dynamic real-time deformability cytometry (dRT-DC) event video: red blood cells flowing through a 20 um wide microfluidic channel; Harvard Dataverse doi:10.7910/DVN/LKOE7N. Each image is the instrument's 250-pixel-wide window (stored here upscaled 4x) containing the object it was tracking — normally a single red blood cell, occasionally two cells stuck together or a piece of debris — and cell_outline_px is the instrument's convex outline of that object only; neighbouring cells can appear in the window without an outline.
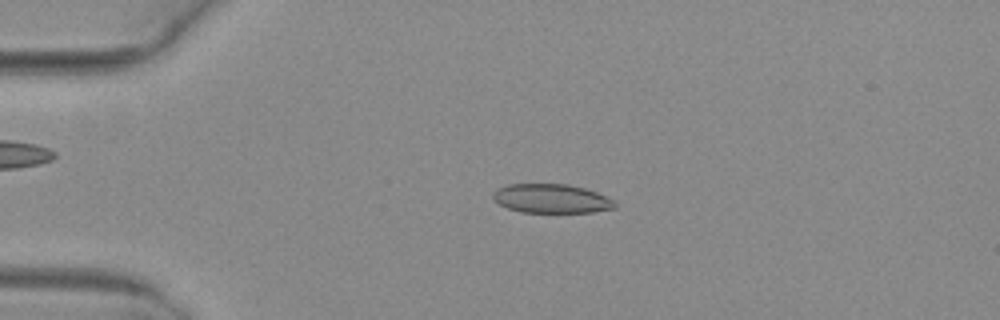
{"species": "common noctule bat (a hibernating species)", "species_latin": "Nyctalus noctula", "temperature_condition": "warm", "stored_images_in_passage": 52, "camera_frame_rate_fps": 3000, "um_per_image_px": 0.085, "animal": {"sex": "female", "body_mass_g": 29.2, "forearm_length_mm": 56.3}, "frame": {"image": 1, "passage_image": 13, "time_ms": 4.0, "image_size_px": [1000, 320], "cell_outline_px": [[616, 208], [592, 212], [520, 212], [508, 208], [500, 204], [492, 196], [492, 192], [496, 188], [508, 184], [568, 184], [584, 188], [596, 192], [616, 200]], "centroid_in_image_um": [46.88, 16.87], "position_along_channel_um": 38.1, "area_um2": 20.69}}
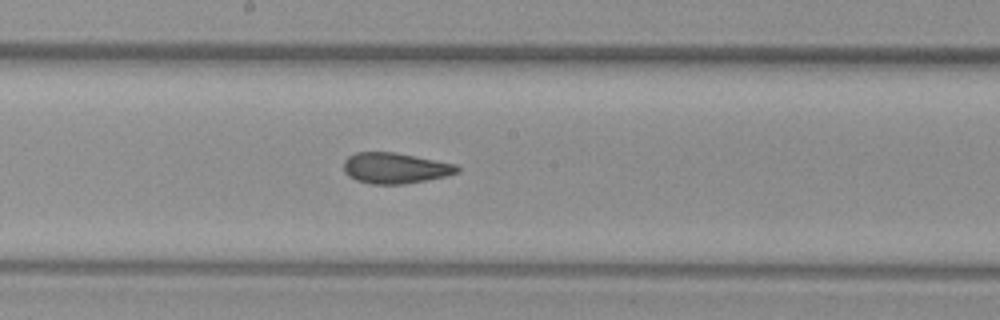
{"frame": {"image": 2, "passage_image": 29, "time_ms": 9.333, "image_size_px": [1000, 320], "cell_outline_px": [[460, 172], [444, 176], [404, 184], [372, 184], [356, 180], [348, 176], [344, 172], [344, 160], [348, 156], [356, 152], [396, 152], [456, 164], [460, 168]], "centroid_in_image_um": [33.57, 14.28], "position_along_channel_um": 214.6, "area_um2": 20.35}}
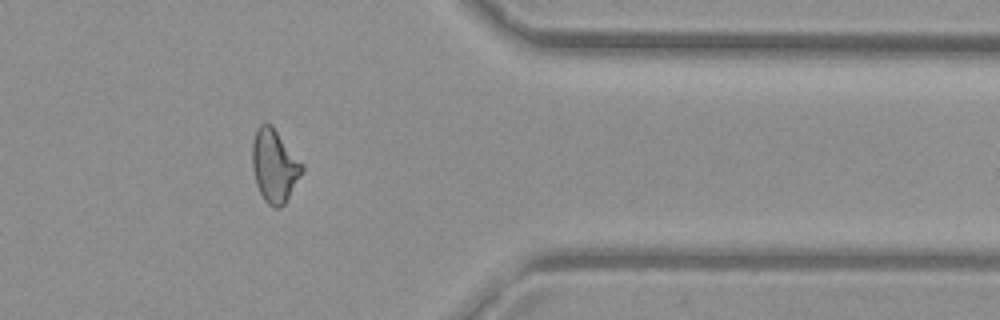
{"frame": {"image": 3, "passage_image": 43, "time_ms": 14.0, "image_size_px": [1000, 320], "cell_outline_px": [[304, 168], [300, 176], [284, 204], [280, 208], [272, 208], [264, 200], [256, 184], [252, 168], [252, 140], [256, 128], [260, 124], [272, 124], [304, 164]], "centroid_in_image_um": [23.31, 14.07], "position_along_channel_um": 388.1, "area_um2": 21.33}, "authors_computed_cell_mechanics": {"area_um2": 20.9814, "velocity_mm_per_s": 4.0512, "shape_relaxation_time_tau1_ms": null, "shape_relaxation_time_tau2_ms": 1.7396, "deformation_change_tau1": null, "deformation_change_tau2": 0.0785}}